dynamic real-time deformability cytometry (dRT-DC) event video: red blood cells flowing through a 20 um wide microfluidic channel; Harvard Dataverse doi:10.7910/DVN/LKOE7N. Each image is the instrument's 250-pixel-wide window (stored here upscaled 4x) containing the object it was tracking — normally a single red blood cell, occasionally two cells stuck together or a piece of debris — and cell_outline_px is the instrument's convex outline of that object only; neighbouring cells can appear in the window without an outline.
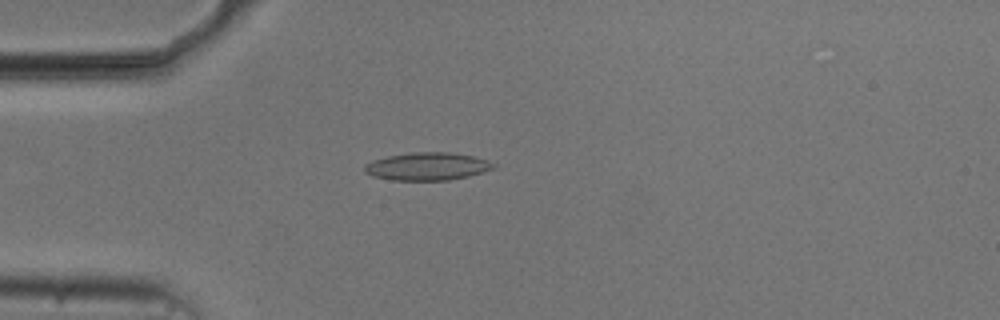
{"species": "common noctule bat (a hibernating species)", "species_latin": "Nyctalus noctula", "temperature_condition": "cold", "stored_images_in_passage": 53, "camera_frame_rate_fps": 3000, "um_per_image_px": 0.085, "animal": {"sex": "male", "body_mass_g": 20.5, "forearm_length_mm": 52.5}, "frame": {"image": 1, "passage_image": 14, "time_ms": 4.333, "image_size_px": [1000, 320], "cell_outline_px": [[496, 168], [468, 176], [448, 180], [392, 180], [372, 176], [364, 172], [364, 164], [372, 160], [388, 156], [408, 152], [452, 152], [472, 156], [488, 160], [496, 164]], "centroid_in_image_um": [36.31, 14.13], "position_along_channel_um": 48.7, "area_um2": 21.04}}
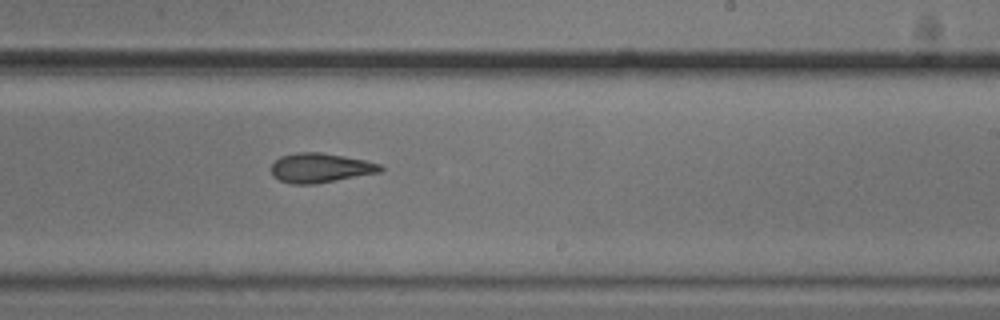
{"frame": {"image": 2, "passage_image": 32, "time_ms": 10.333, "image_size_px": [1000, 320], "cell_outline_px": [[384, 168], [380, 172], [316, 184], [292, 184], [280, 180], [272, 176], [272, 164], [280, 156], [296, 152], [320, 152], [344, 156], [364, 160], [380, 164]], "centroid_in_image_um": [27.21, 14.27], "position_along_channel_um": 261.8, "area_um2": 18.73}}
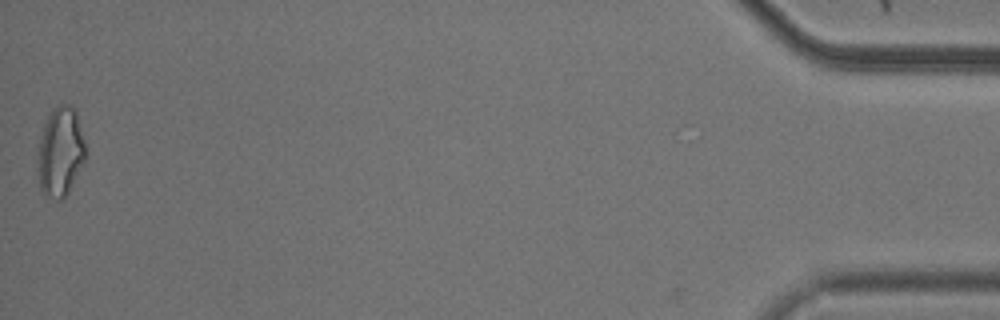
{"frame": {"image": 3, "passage_image": 53, "time_ms": 17.333, "image_size_px": [1000, 320], "cell_outline_px": [[88, 152], [68, 192], [60, 200], [56, 200], [44, 192], [40, 188], [36, 168], [40, 136], [44, 124], [52, 108], [60, 104], [72, 104], [76, 108]], "centroid_in_image_um": [5.14, 12.84], "position_along_channel_um": 430.1, "area_um2": 25.26}, "authors_computed_cell_mechanics": {"area_um2": 19.4208, "velocity_mm_per_s": 3.754, "shape_relaxation_time_tau1_ms": 5.2589, "shape_relaxation_time_tau2_ms": 4.0036, "deformation_change_tau1": 0.1558, "deformation_change_tau2": 0.1437}}